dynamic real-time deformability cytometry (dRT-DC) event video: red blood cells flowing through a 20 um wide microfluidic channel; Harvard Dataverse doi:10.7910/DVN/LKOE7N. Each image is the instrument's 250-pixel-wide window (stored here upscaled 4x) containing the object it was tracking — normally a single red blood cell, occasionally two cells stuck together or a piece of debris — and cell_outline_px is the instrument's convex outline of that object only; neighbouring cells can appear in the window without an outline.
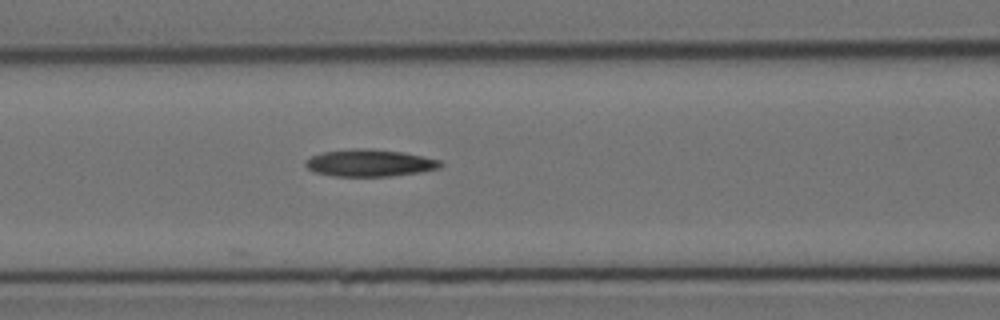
{"species": "Egyptian fruit bat (a non-hibernating species)", "species_latin": "Rousettus aegyptiacus", "temperature_condition": "cold", "stored_images_in_passage": 4, "camera_frame_rate_fps": 3000, "um_per_image_px": 0.085, "animal": {"sex": "female"}, "frame": {"image": 1, "passage_image": 4, "time_ms": 4.667, "image_size_px": [1000, 320], "cell_outline_px": [[444, 164], [440, 168], [420, 172], [388, 176], [336, 176], [316, 172], [308, 168], [304, 164], [312, 156], [324, 152], [352, 148], [368, 148], [404, 152], [440, 160]], "centroid_in_image_um": [31.47, 13.84], "position_along_channel_um": 135.1, "area_um2": 21.15}}